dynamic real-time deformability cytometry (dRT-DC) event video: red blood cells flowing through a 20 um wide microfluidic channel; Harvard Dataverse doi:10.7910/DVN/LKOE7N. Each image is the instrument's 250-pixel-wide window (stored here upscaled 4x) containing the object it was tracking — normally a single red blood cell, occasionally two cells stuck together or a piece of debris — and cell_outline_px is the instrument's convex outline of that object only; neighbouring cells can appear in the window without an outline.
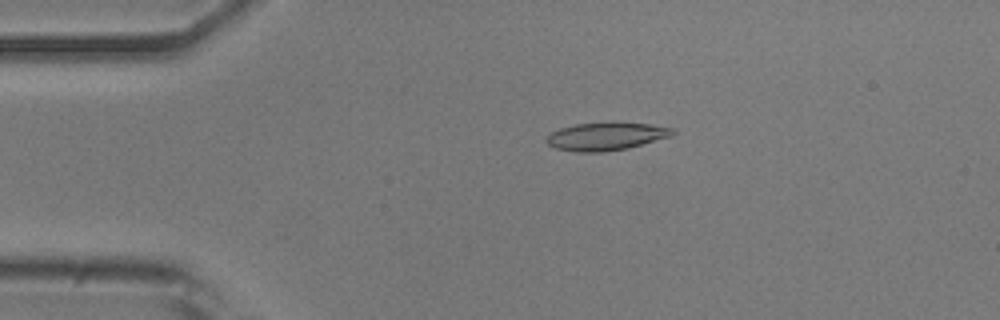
{"species": "common noctule bat (a hibernating species)", "species_latin": "Nyctalus noctula", "temperature_condition": "room temperature", "stored_images_in_passage": 44, "camera_frame_rate_fps": 3000, "um_per_image_px": 0.085, "animal": {"sex": "male", "body_mass_g": 20.5, "forearm_length_mm": 52.5}, "frame": {"image": 1, "passage_image": 3, "time_ms": 0.667, "image_size_px": [1000, 320], "cell_outline_px": [[676, 132], [672, 136], [628, 148], [604, 152], [576, 152], [556, 148], [548, 144], [544, 140], [552, 132], [560, 128], [576, 124], [612, 120], [648, 124], [676, 128]], "centroid_in_image_um": [51.55, 11.56], "position_along_channel_um": 33.4, "area_um2": 21.1}}
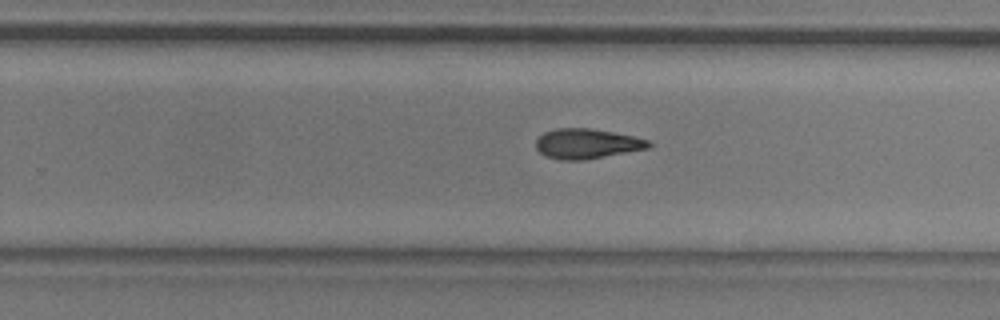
{"frame": {"image": 2, "passage_image": 25, "time_ms": 8.0, "image_size_px": [1000, 320], "cell_outline_px": [[652, 144], [648, 148], [584, 160], [560, 160], [544, 156], [536, 148], [536, 140], [544, 132], [556, 128], [588, 128], [612, 132], [632, 136], [648, 140]], "centroid_in_image_um": [49.84, 12.22], "position_along_channel_um": 280.0, "area_um2": 19.54}}
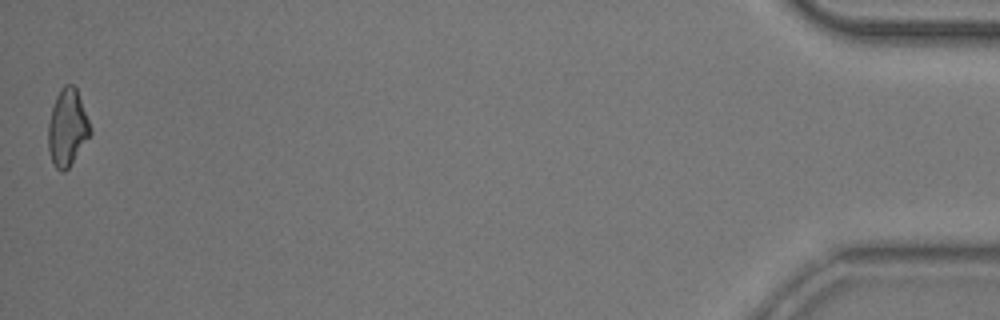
{"frame": {"image": 3, "passage_image": 44, "time_ms": 14.333, "image_size_px": [1000, 320], "cell_outline_px": [[92, 132], [68, 168], [64, 172], [60, 172], [52, 164], [48, 148], [48, 124], [52, 108], [56, 96], [60, 88], [64, 84], [72, 84], [76, 88], [92, 128]], "centroid_in_image_um": [5.71, 10.85], "position_along_channel_um": 429.5, "area_um2": 18.84}, "authors_computed_cell_mechanics": {"area_um2": 19.7676, "velocity_mm_per_s": 3.8893, "shape_relaxation_time_tau1_ms": 8.3485, "shape_relaxation_time_tau2_ms": 10.2002, "deformation_change_tau1": 0.1617, "deformation_change_tau2": 0.2121}}